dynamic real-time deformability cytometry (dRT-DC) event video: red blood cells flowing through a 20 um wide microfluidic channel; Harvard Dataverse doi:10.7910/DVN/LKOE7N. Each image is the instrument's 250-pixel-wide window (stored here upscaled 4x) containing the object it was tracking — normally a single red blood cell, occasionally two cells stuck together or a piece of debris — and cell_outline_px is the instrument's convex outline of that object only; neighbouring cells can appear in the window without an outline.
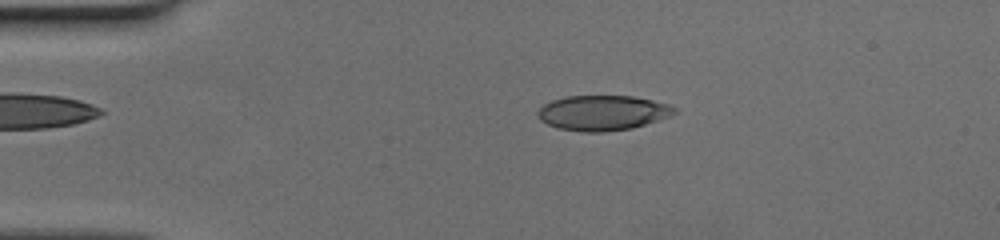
{"species": "human", "species_latin": "Homo sapiens", "temperature_condition": "cold", "stored_images_in_passage": 49, "camera_frame_rate_fps": 3000, "um_per_image_px": 0.085, "donor": {"sex": "female"}, "frame": {"image": 1, "passage_image": 10, "time_ms": 3.0, "image_size_px": [1000, 240], "cell_outline_px": [[676, 112], [672, 116], [660, 120], [632, 128], [604, 132], [584, 132], [556, 128], [540, 120], [536, 116], [536, 112], [544, 104], [552, 100], [564, 96], [632, 96], [652, 100], [668, 104], [676, 108]], "centroid_in_image_um": [51.22, 9.59], "position_along_channel_um": 33.8, "area_um2": 28.15}}
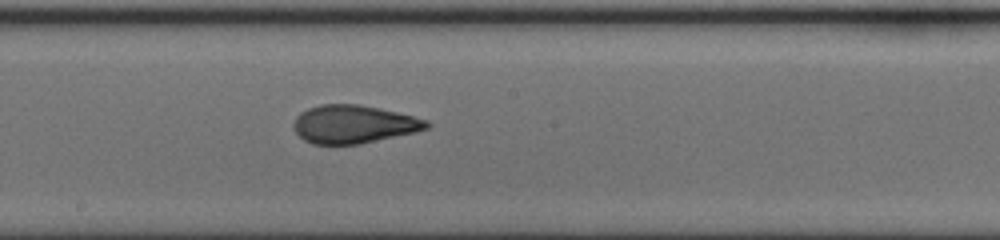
{"frame": {"image": 2, "passage_image": 27, "time_ms": 8.667, "image_size_px": [1000, 240], "cell_outline_px": [[432, 124], [428, 128], [416, 132], [360, 144], [312, 144], [304, 140], [296, 132], [292, 124], [296, 116], [300, 112], [308, 108], [320, 104], [356, 104], [380, 108], [428, 120]], "centroid_in_image_um": [30.05, 10.56], "position_along_channel_um": 218.1, "area_um2": 29.65}}
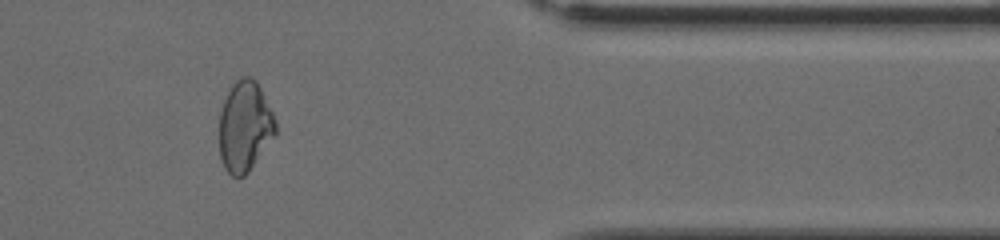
{"frame": {"image": 3, "passage_image": 41, "time_ms": 13.333, "image_size_px": [1000, 240], "cell_outline_px": [[276, 136], [248, 172], [244, 176], [232, 176], [224, 168], [220, 156], [220, 112], [224, 100], [232, 84], [240, 76], [252, 76], [256, 80], [276, 120]], "centroid_in_image_um": [20.82, 10.74], "position_along_channel_um": 390.6, "area_um2": 29.77}}